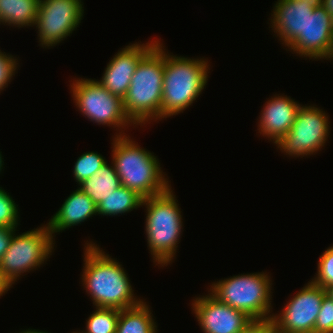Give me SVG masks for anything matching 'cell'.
<instances>
[{
    "label": "cell",
    "instance_id": "obj_24",
    "mask_svg": "<svg viewBox=\"0 0 333 333\" xmlns=\"http://www.w3.org/2000/svg\"><path fill=\"white\" fill-rule=\"evenodd\" d=\"M317 273L311 281L324 289L333 285V245L320 256Z\"/></svg>",
    "mask_w": 333,
    "mask_h": 333
},
{
    "label": "cell",
    "instance_id": "obj_10",
    "mask_svg": "<svg viewBox=\"0 0 333 333\" xmlns=\"http://www.w3.org/2000/svg\"><path fill=\"white\" fill-rule=\"evenodd\" d=\"M82 0H40L34 26L40 45L53 47L77 29L84 16Z\"/></svg>",
    "mask_w": 333,
    "mask_h": 333
},
{
    "label": "cell",
    "instance_id": "obj_16",
    "mask_svg": "<svg viewBox=\"0 0 333 333\" xmlns=\"http://www.w3.org/2000/svg\"><path fill=\"white\" fill-rule=\"evenodd\" d=\"M274 5L270 26L287 48L305 31L314 8L300 0H278Z\"/></svg>",
    "mask_w": 333,
    "mask_h": 333
},
{
    "label": "cell",
    "instance_id": "obj_28",
    "mask_svg": "<svg viewBox=\"0 0 333 333\" xmlns=\"http://www.w3.org/2000/svg\"><path fill=\"white\" fill-rule=\"evenodd\" d=\"M275 331V323L272 317L265 319H252L238 333H273Z\"/></svg>",
    "mask_w": 333,
    "mask_h": 333
},
{
    "label": "cell",
    "instance_id": "obj_21",
    "mask_svg": "<svg viewBox=\"0 0 333 333\" xmlns=\"http://www.w3.org/2000/svg\"><path fill=\"white\" fill-rule=\"evenodd\" d=\"M143 198L135 191L121 185L97 205V214L117 216L142 207Z\"/></svg>",
    "mask_w": 333,
    "mask_h": 333
},
{
    "label": "cell",
    "instance_id": "obj_4",
    "mask_svg": "<svg viewBox=\"0 0 333 333\" xmlns=\"http://www.w3.org/2000/svg\"><path fill=\"white\" fill-rule=\"evenodd\" d=\"M171 188L142 202L147 213L145 231L149 251L153 262L161 267L173 261L184 226L178 200Z\"/></svg>",
    "mask_w": 333,
    "mask_h": 333
},
{
    "label": "cell",
    "instance_id": "obj_25",
    "mask_svg": "<svg viewBox=\"0 0 333 333\" xmlns=\"http://www.w3.org/2000/svg\"><path fill=\"white\" fill-rule=\"evenodd\" d=\"M18 218V205L9 193L0 187V227L17 228Z\"/></svg>",
    "mask_w": 333,
    "mask_h": 333
},
{
    "label": "cell",
    "instance_id": "obj_29",
    "mask_svg": "<svg viewBox=\"0 0 333 333\" xmlns=\"http://www.w3.org/2000/svg\"><path fill=\"white\" fill-rule=\"evenodd\" d=\"M15 231H17L16 228L0 227V262Z\"/></svg>",
    "mask_w": 333,
    "mask_h": 333
},
{
    "label": "cell",
    "instance_id": "obj_33",
    "mask_svg": "<svg viewBox=\"0 0 333 333\" xmlns=\"http://www.w3.org/2000/svg\"><path fill=\"white\" fill-rule=\"evenodd\" d=\"M19 333H48V331H40V330H36V329H26V330H22L21 332Z\"/></svg>",
    "mask_w": 333,
    "mask_h": 333
},
{
    "label": "cell",
    "instance_id": "obj_19",
    "mask_svg": "<svg viewBox=\"0 0 333 333\" xmlns=\"http://www.w3.org/2000/svg\"><path fill=\"white\" fill-rule=\"evenodd\" d=\"M40 0H0V24L12 27H32Z\"/></svg>",
    "mask_w": 333,
    "mask_h": 333
},
{
    "label": "cell",
    "instance_id": "obj_11",
    "mask_svg": "<svg viewBox=\"0 0 333 333\" xmlns=\"http://www.w3.org/2000/svg\"><path fill=\"white\" fill-rule=\"evenodd\" d=\"M327 290L311 280L293 296L280 314H273L278 333H314L316 318Z\"/></svg>",
    "mask_w": 333,
    "mask_h": 333
},
{
    "label": "cell",
    "instance_id": "obj_8",
    "mask_svg": "<svg viewBox=\"0 0 333 333\" xmlns=\"http://www.w3.org/2000/svg\"><path fill=\"white\" fill-rule=\"evenodd\" d=\"M53 239L47 224L19 235L14 232L0 262L4 276L12 285L23 273L40 268L47 261L54 249Z\"/></svg>",
    "mask_w": 333,
    "mask_h": 333
},
{
    "label": "cell",
    "instance_id": "obj_15",
    "mask_svg": "<svg viewBox=\"0 0 333 333\" xmlns=\"http://www.w3.org/2000/svg\"><path fill=\"white\" fill-rule=\"evenodd\" d=\"M266 102L259 116L258 133L276 144L289 132L301 105L284 94L274 95Z\"/></svg>",
    "mask_w": 333,
    "mask_h": 333
},
{
    "label": "cell",
    "instance_id": "obj_36",
    "mask_svg": "<svg viewBox=\"0 0 333 333\" xmlns=\"http://www.w3.org/2000/svg\"><path fill=\"white\" fill-rule=\"evenodd\" d=\"M329 60H333V47H332V50H331V53H330Z\"/></svg>",
    "mask_w": 333,
    "mask_h": 333
},
{
    "label": "cell",
    "instance_id": "obj_23",
    "mask_svg": "<svg viewBox=\"0 0 333 333\" xmlns=\"http://www.w3.org/2000/svg\"><path fill=\"white\" fill-rule=\"evenodd\" d=\"M107 160L97 152H86L78 157L75 162L73 174L78 184L84 180L89 179L94 173H96Z\"/></svg>",
    "mask_w": 333,
    "mask_h": 333
},
{
    "label": "cell",
    "instance_id": "obj_30",
    "mask_svg": "<svg viewBox=\"0 0 333 333\" xmlns=\"http://www.w3.org/2000/svg\"><path fill=\"white\" fill-rule=\"evenodd\" d=\"M13 287L10 281L4 276L1 268H0V297L3 294L7 293V291Z\"/></svg>",
    "mask_w": 333,
    "mask_h": 333
},
{
    "label": "cell",
    "instance_id": "obj_9",
    "mask_svg": "<svg viewBox=\"0 0 333 333\" xmlns=\"http://www.w3.org/2000/svg\"><path fill=\"white\" fill-rule=\"evenodd\" d=\"M322 109L314 106H300L295 122L289 132L275 145L281 152L292 157L315 154L325 146L330 135V122Z\"/></svg>",
    "mask_w": 333,
    "mask_h": 333
},
{
    "label": "cell",
    "instance_id": "obj_35",
    "mask_svg": "<svg viewBox=\"0 0 333 333\" xmlns=\"http://www.w3.org/2000/svg\"><path fill=\"white\" fill-rule=\"evenodd\" d=\"M3 165H4V161H3V158H2V154L0 152V172L2 171L3 169Z\"/></svg>",
    "mask_w": 333,
    "mask_h": 333
},
{
    "label": "cell",
    "instance_id": "obj_13",
    "mask_svg": "<svg viewBox=\"0 0 333 333\" xmlns=\"http://www.w3.org/2000/svg\"><path fill=\"white\" fill-rule=\"evenodd\" d=\"M333 47V19L323 6L314 8L305 23V31L288 47L289 51L309 59H329Z\"/></svg>",
    "mask_w": 333,
    "mask_h": 333
},
{
    "label": "cell",
    "instance_id": "obj_26",
    "mask_svg": "<svg viewBox=\"0 0 333 333\" xmlns=\"http://www.w3.org/2000/svg\"><path fill=\"white\" fill-rule=\"evenodd\" d=\"M314 333H333V299L328 294L323 297Z\"/></svg>",
    "mask_w": 333,
    "mask_h": 333
},
{
    "label": "cell",
    "instance_id": "obj_17",
    "mask_svg": "<svg viewBox=\"0 0 333 333\" xmlns=\"http://www.w3.org/2000/svg\"><path fill=\"white\" fill-rule=\"evenodd\" d=\"M97 214V205L79 188L65 199L59 210L52 216L47 226L52 236L57 232L81 224Z\"/></svg>",
    "mask_w": 333,
    "mask_h": 333
},
{
    "label": "cell",
    "instance_id": "obj_22",
    "mask_svg": "<svg viewBox=\"0 0 333 333\" xmlns=\"http://www.w3.org/2000/svg\"><path fill=\"white\" fill-rule=\"evenodd\" d=\"M96 310L86 320V329L77 333H115L120 310L95 307Z\"/></svg>",
    "mask_w": 333,
    "mask_h": 333
},
{
    "label": "cell",
    "instance_id": "obj_31",
    "mask_svg": "<svg viewBox=\"0 0 333 333\" xmlns=\"http://www.w3.org/2000/svg\"><path fill=\"white\" fill-rule=\"evenodd\" d=\"M322 6L330 14L333 19V0H323Z\"/></svg>",
    "mask_w": 333,
    "mask_h": 333
},
{
    "label": "cell",
    "instance_id": "obj_2",
    "mask_svg": "<svg viewBox=\"0 0 333 333\" xmlns=\"http://www.w3.org/2000/svg\"><path fill=\"white\" fill-rule=\"evenodd\" d=\"M165 50L158 41L139 61L123 98L124 112L135 126L162 119Z\"/></svg>",
    "mask_w": 333,
    "mask_h": 333
},
{
    "label": "cell",
    "instance_id": "obj_18",
    "mask_svg": "<svg viewBox=\"0 0 333 333\" xmlns=\"http://www.w3.org/2000/svg\"><path fill=\"white\" fill-rule=\"evenodd\" d=\"M79 186L78 188L98 205L104 198L119 188L121 182L113 163L108 164L106 162L96 173L80 183Z\"/></svg>",
    "mask_w": 333,
    "mask_h": 333
},
{
    "label": "cell",
    "instance_id": "obj_1",
    "mask_svg": "<svg viewBox=\"0 0 333 333\" xmlns=\"http://www.w3.org/2000/svg\"><path fill=\"white\" fill-rule=\"evenodd\" d=\"M84 246L83 286L93 305L100 308L123 310L139 305L143 300L134 296V290L122 264L88 242Z\"/></svg>",
    "mask_w": 333,
    "mask_h": 333
},
{
    "label": "cell",
    "instance_id": "obj_27",
    "mask_svg": "<svg viewBox=\"0 0 333 333\" xmlns=\"http://www.w3.org/2000/svg\"><path fill=\"white\" fill-rule=\"evenodd\" d=\"M17 62L16 57L0 50V92L8 86L13 75L15 76L16 69L18 68Z\"/></svg>",
    "mask_w": 333,
    "mask_h": 333
},
{
    "label": "cell",
    "instance_id": "obj_3",
    "mask_svg": "<svg viewBox=\"0 0 333 333\" xmlns=\"http://www.w3.org/2000/svg\"><path fill=\"white\" fill-rule=\"evenodd\" d=\"M113 138L112 163L121 185L135 191L143 199L161 194L171 187L153 153L141 148L129 135Z\"/></svg>",
    "mask_w": 333,
    "mask_h": 333
},
{
    "label": "cell",
    "instance_id": "obj_34",
    "mask_svg": "<svg viewBox=\"0 0 333 333\" xmlns=\"http://www.w3.org/2000/svg\"><path fill=\"white\" fill-rule=\"evenodd\" d=\"M327 294L333 299V285L326 289Z\"/></svg>",
    "mask_w": 333,
    "mask_h": 333
},
{
    "label": "cell",
    "instance_id": "obj_32",
    "mask_svg": "<svg viewBox=\"0 0 333 333\" xmlns=\"http://www.w3.org/2000/svg\"><path fill=\"white\" fill-rule=\"evenodd\" d=\"M303 1L304 3L310 4L312 8H316L319 6H322L323 0H300Z\"/></svg>",
    "mask_w": 333,
    "mask_h": 333
},
{
    "label": "cell",
    "instance_id": "obj_20",
    "mask_svg": "<svg viewBox=\"0 0 333 333\" xmlns=\"http://www.w3.org/2000/svg\"><path fill=\"white\" fill-rule=\"evenodd\" d=\"M157 323L146 302L120 310L115 333H157Z\"/></svg>",
    "mask_w": 333,
    "mask_h": 333
},
{
    "label": "cell",
    "instance_id": "obj_14",
    "mask_svg": "<svg viewBox=\"0 0 333 333\" xmlns=\"http://www.w3.org/2000/svg\"><path fill=\"white\" fill-rule=\"evenodd\" d=\"M159 40H152L146 44L131 43L114 55L107 64L100 83L110 93L125 97L130 86L131 79L135 73L139 61L157 44Z\"/></svg>",
    "mask_w": 333,
    "mask_h": 333
},
{
    "label": "cell",
    "instance_id": "obj_6",
    "mask_svg": "<svg viewBox=\"0 0 333 333\" xmlns=\"http://www.w3.org/2000/svg\"><path fill=\"white\" fill-rule=\"evenodd\" d=\"M270 278L264 272L236 275L213 282L208 292L252 319H265L273 316Z\"/></svg>",
    "mask_w": 333,
    "mask_h": 333
},
{
    "label": "cell",
    "instance_id": "obj_5",
    "mask_svg": "<svg viewBox=\"0 0 333 333\" xmlns=\"http://www.w3.org/2000/svg\"><path fill=\"white\" fill-rule=\"evenodd\" d=\"M165 51L162 118L183 113L199 97L208 81L209 65L204 58H185Z\"/></svg>",
    "mask_w": 333,
    "mask_h": 333
},
{
    "label": "cell",
    "instance_id": "obj_12",
    "mask_svg": "<svg viewBox=\"0 0 333 333\" xmlns=\"http://www.w3.org/2000/svg\"><path fill=\"white\" fill-rule=\"evenodd\" d=\"M191 305L203 333H238L252 320L211 293L194 298Z\"/></svg>",
    "mask_w": 333,
    "mask_h": 333
},
{
    "label": "cell",
    "instance_id": "obj_7",
    "mask_svg": "<svg viewBox=\"0 0 333 333\" xmlns=\"http://www.w3.org/2000/svg\"><path fill=\"white\" fill-rule=\"evenodd\" d=\"M70 86L74 103L90 121L118 127L116 129L119 130V134L116 133L115 136L126 135L123 132L126 126H134L124 112L123 100L110 93L97 80L75 78Z\"/></svg>",
    "mask_w": 333,
    "mask_h": 333
}]
</instances>
